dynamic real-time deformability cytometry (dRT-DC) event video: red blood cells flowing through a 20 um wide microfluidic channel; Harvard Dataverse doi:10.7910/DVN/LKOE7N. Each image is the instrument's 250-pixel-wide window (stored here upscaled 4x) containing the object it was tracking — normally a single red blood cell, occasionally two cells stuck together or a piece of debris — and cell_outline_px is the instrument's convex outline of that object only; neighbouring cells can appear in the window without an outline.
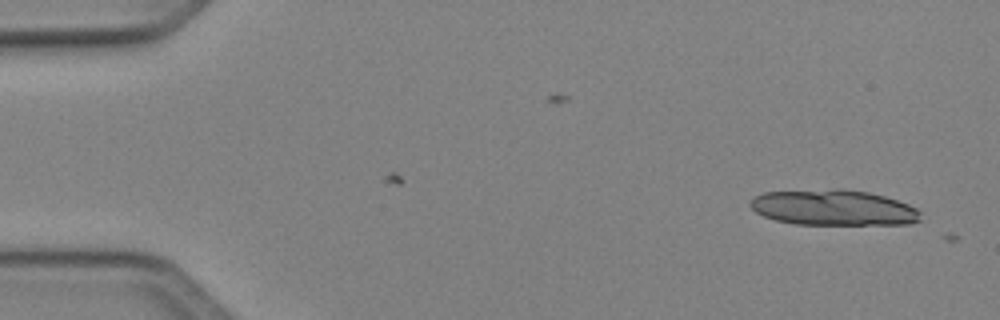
{"species": "Egyptian fruit bat (a non-hibernating species)", "species_latin": "Rousettus aegyptiacus", "temperature_condition": "cold", "stored_images_in_passage": 4, "camera_frame_rate_fps": 3000, "um_per_image_px": 0.085, "animal": {"sex": "female"}, "frame": {"image": 1, "passage_image": 2, "time_ms": 0.333, "image_size_px": [1000, 320], "cell_outline_px": [[920, 220], [908, 224], [796, 224], [776, 220], [764, 216], [756, 212], [748, 204], [756, 196], [764, 192], [836, 188], [844, 188], [868, 192], [884, 196], [908, 204], [916, 208], [920, 212]], "centroid_in_image_um": [70.84, 17.64], "position_along_channel_um": 14.2, "area_um2": 35.37}}